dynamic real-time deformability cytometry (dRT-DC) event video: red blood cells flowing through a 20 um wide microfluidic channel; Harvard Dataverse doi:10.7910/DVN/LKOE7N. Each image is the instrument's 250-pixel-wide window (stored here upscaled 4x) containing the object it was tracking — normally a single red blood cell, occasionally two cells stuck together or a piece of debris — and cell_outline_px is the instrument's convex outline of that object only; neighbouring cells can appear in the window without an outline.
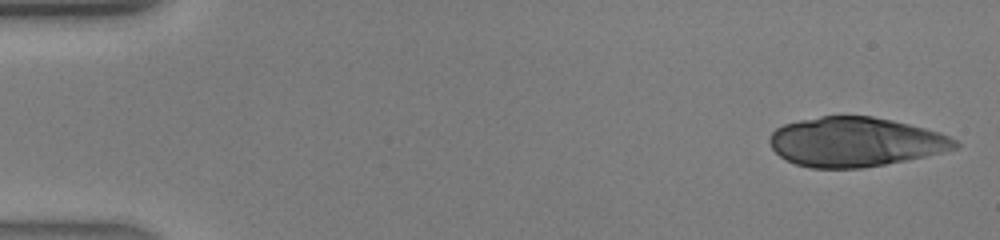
{"species": "human", "species_latin": "Homo sapiens", "temperature_condition": "warm", "stored_images_in_passage": 39, "camera_frame_rate_fps": 3000, "um_per_image_px": 0.085, "donor": {"sex": "male"}, "frame": {"image": 1, "passage_image": 1, "time_ms": 0.0, "image_size_px": [1000, 240], "cell_outline_px": [[960, 144], [956, 148], [924, 156], [864, 168], [812, 168], [796, 164], [780, 156], [772, 148], [768, 140], [768, 136], [776, 128], [784, 124], [800, 120], [820, 116], [872, 116], [892, 120], [940, 132], [956, 140]], "centroid_in_image_um": [72.66, 12.06], "position_along_channel_um": 12.3, "area_um2": 53.12}}